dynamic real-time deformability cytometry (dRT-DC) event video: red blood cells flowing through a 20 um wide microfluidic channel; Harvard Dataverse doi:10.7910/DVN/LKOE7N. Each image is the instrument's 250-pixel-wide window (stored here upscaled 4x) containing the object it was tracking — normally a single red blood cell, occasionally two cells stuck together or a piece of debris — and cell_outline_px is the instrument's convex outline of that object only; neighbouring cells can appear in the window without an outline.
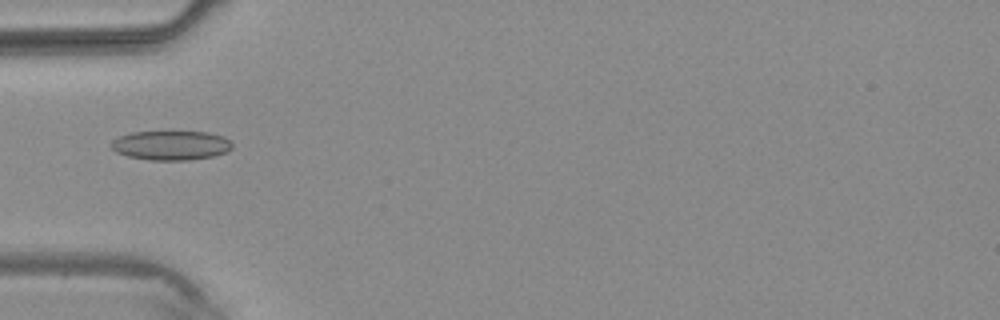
{"species": "common noctule bat (a hibernating species)", "species_latin": "Nyctalus noctula", "temperature_condition": "warm", "stored_images_in_passage": 4, "camera_frame_rate_fps": 3000, "um_per_image_px": 0.085, "animal": {"sex": "male", "body_mass_g": 20.4}, "frame": {"image": 1, "passage_image": 4, "time_ms": 3.667, "image_size_px": [1000, 320], "cell_outline_px": [[232, 148], [228, 152], [212, 156], [188, 160], [148, 160], [128, 156], [116, 152], [112, 148], [112, 140], [120, 136], [132, 132], [208, 132], [224, 136], [232, 140]], "centroid_in_image_um": [14.58, 12.35], "position_along_channel_um": 70.4, "area_um2": 20.75}}